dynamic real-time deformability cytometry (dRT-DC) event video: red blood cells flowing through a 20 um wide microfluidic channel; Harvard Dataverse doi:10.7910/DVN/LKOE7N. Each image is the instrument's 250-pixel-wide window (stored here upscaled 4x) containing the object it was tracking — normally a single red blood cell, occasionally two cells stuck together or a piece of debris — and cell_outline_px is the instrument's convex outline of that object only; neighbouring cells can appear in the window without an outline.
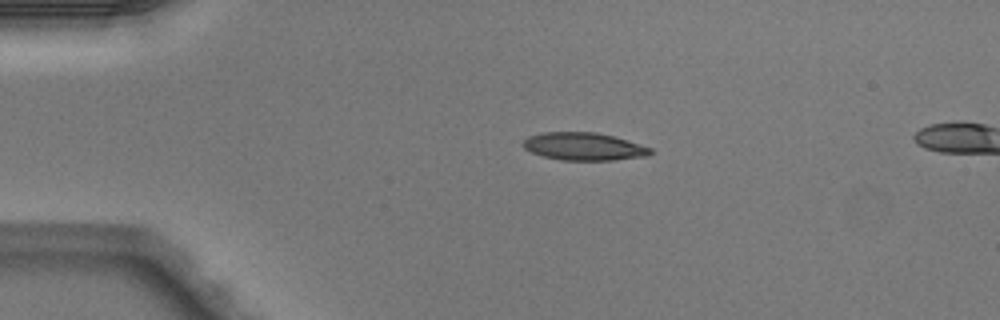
{"species": "Egyptian fruit bat (a non-hibernating species)", "species_latin": "Rousettus aegyptiacus", "temperature_condition": "warm", "stored_images_in_passage": 2, "camera_frame_rate_fps": 3000, "um_per_image_px": 0.085, "animal": {"sex": "male"}, "frame": {"image": 1, "passage_image": 1, "time_ms": 0.0, "image_size_px": [1000, 320], "cell_outline_px": [[652, 152], [648, 156], [612, 160], [560, 160], [544, 156], [532, 152], [524, 148], [520, 144], [528, 136], [544, 132], [596, 132], [612, 136], [640, 144], [652, 148]], "centroid_in_image_um": [49.61, 12.45], "position_along_channel_um": 35.4, "area_um2": 20.52}}